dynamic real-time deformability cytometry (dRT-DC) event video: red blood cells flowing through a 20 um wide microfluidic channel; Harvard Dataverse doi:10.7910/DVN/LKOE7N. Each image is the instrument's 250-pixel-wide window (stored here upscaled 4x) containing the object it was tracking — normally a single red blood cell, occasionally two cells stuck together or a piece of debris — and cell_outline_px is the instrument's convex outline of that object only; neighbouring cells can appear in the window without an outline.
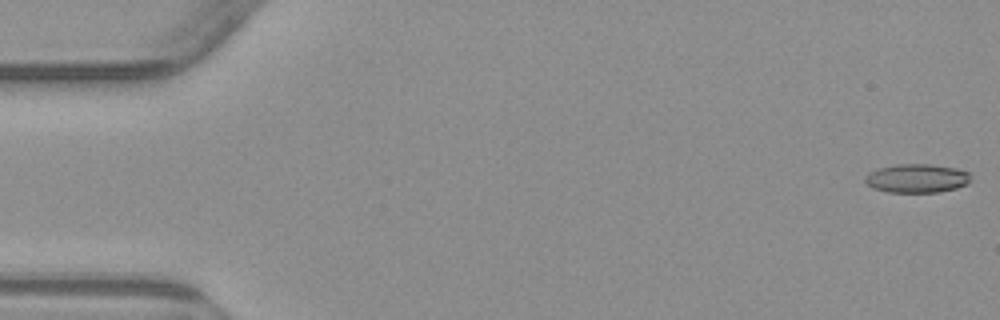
{"species": "common noctule bat (a hibernating species)", "species_latin": "Nyctalus noctula", "temperature_condition": "warm", "stored_images_in_passage": 4, "camera_frame_rate_fps": 3000, "um_per_image_px": 0.085, "animal": {"sex": "male", "body_mass_g": 23.1, "forearm_length_mm": 52.7}, "frame": {"image": 1, "passage_image": 1, "time_ms": 0.0, "image_size_px": [1000, 320], "cell_outline_px": [[968, 184], [956, 188], [940, 192], [888, 192], [872, 188], [864, 180], [864, 176], [868, 172], [876, 168], [896, 164], [928, 164], [956, 168], [968, 172]], "centroid_in_image_um": [77.87, 15.15], "position_along_channel_um": 7.1, "area_um2": 17.74}}
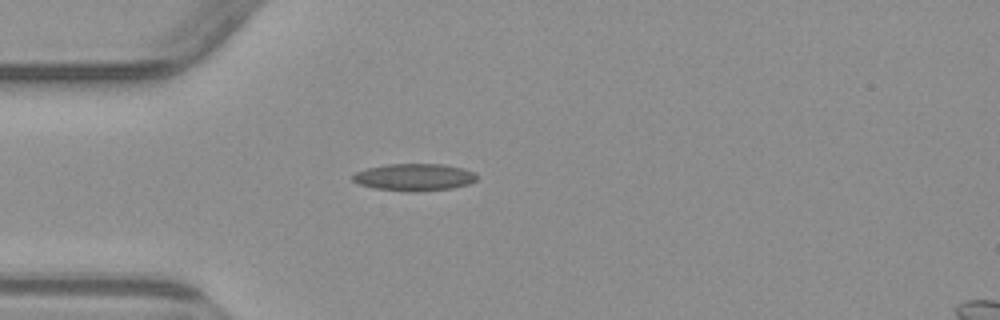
{"frame": {"image": 2, "passage_image": 4, "time_ms": 4.667, "image_size_px": [1000, 320], "cell_outline_px": [[476, 180], [468, 184], [452, 188], [416, 192], [412, 192], [372, 188], [356, 184], [352, 180], [352, 176], [356, 172], [368, 168], [388, 164], [444, 164], [464, 168], [476, 172]], "centroid_in_image_um": [35.21, 15.06], "position_along_channel_um": 49.8, "area_um2": 19.83}}